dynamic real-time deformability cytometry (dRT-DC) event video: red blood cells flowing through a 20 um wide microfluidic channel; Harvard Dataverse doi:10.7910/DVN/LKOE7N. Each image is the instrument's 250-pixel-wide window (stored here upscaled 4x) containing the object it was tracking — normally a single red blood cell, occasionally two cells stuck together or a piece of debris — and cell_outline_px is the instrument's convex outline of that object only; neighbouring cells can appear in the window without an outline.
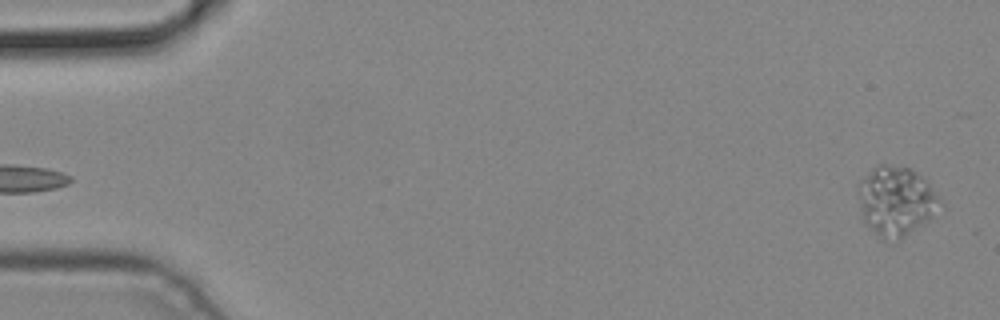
{"species": "common noctule bat (a hibernating species)", "species_latin": "Nyctalus noctula", "temperature_condition": "cold", "stored_images_in_passage": 3, "camera_frame_rate_fps": 3000, "um_per_image_px": 0.085, "animal": {"sex": "male", "body_mass_g": 19.2, "forearm_length_mm": 51.8}, "frame": {"image": 1, "passage_image": 3, "time_ms": 0.667, "image_size_px": [1000, 320], "cell_outline_px": [[940, 200], [932, 216], [896, 244], [888, 244], [880, 240], [864, 224], [860, 200], [860, 192], [864, 180], [876, 164], [884, 164], [908, 168], [924, 176], [928, 180]], "centroid_in_image_um": [76.17, 17.17], "position_along_channel_um": 8.8, "area_um2": 32.83}}